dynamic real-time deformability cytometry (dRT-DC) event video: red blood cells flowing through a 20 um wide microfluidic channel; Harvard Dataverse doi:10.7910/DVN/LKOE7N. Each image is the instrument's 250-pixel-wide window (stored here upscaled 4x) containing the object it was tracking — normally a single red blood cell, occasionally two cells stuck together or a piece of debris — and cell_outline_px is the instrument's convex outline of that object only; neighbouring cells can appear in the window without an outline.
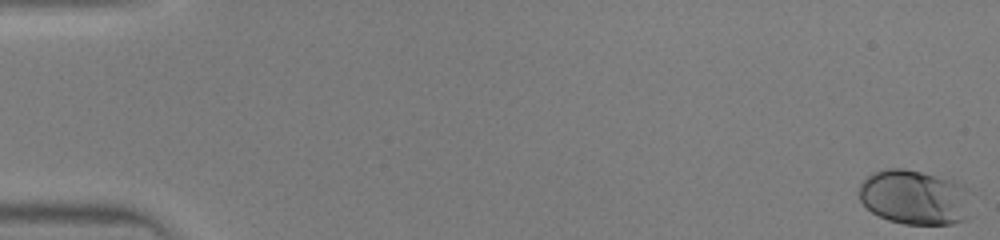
{"species": "human", "species_latin": "Homo sapiens", "temperature_condition": "warm", "stored_images_in_passage": 46, "camera_frame_rate_fps": 3000, "um_per_image_px": 0.085, "donor": {"sex": "male"}, "frame": {"image": 1, "passage_image": 1, "time_ms": 0.0, "image_size_px": [1000, 240], "cell_outline_px": [[964, 220], [952, 224], [904, 224], [888, 220], [872, 212], [860, 200], [860, 184], [872, 172], [884, 168], [904, 168], [956, 180], [964, 184]], "centroid_in_image_um": [77.64, 16.74], "position_along_channel_um": 7.4, "area_um2": 35.08}}
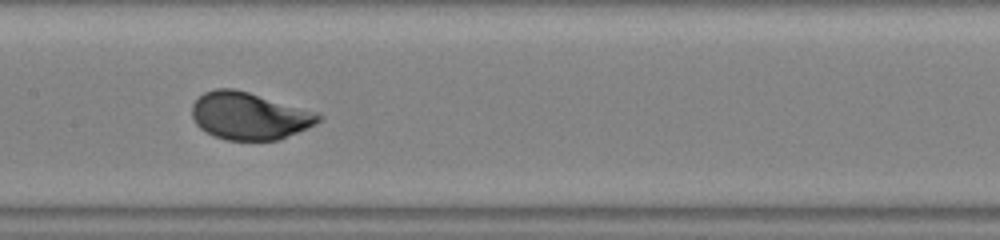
{"frame": {"image": 2, "passage_image": 24, "time_ms": 7.667, "image_size_px": [1000, 240], "cell_outline_px": [[324, 116], [316, 124], [280, 140], [228, 140], [212, 136], [204, 132], [196, 124], [192, 116], [192, 104], [204, 92], [216, 88], [232, 88], [248, 92], [320, 112]], "centroid_in_image_um": [21.21, 9.86], "position_along_channel_um": 186.2, "area_um2": 35.2}}
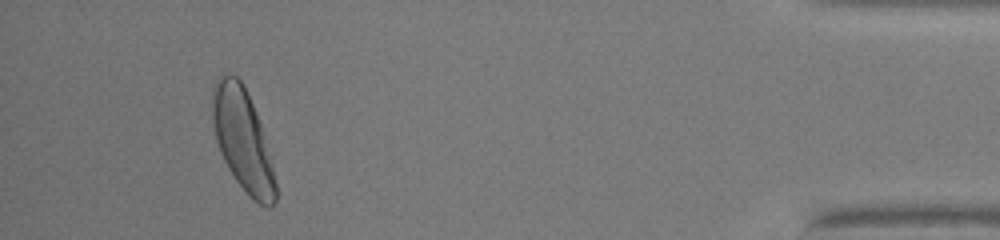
{"frame": {"image": 3, "passage_image": 43, "time_ms": 14.0, "image_size_px": [1000, 240], "cell_outline_px": [[276, 200], [268, 208], [260, 204], [236, 180], [228, 168], [220, 152], [216, 140], [212, 116], [212, 88], [216, 80], [224, 72], [236, 76], [240, 80], [256, 112], [260, 124], [272, 164], [276, 184]], "centroid_in_image_um": [20.6, 11.85], "position_along_channel_um": 414.6, "area_um2": 36.7}}